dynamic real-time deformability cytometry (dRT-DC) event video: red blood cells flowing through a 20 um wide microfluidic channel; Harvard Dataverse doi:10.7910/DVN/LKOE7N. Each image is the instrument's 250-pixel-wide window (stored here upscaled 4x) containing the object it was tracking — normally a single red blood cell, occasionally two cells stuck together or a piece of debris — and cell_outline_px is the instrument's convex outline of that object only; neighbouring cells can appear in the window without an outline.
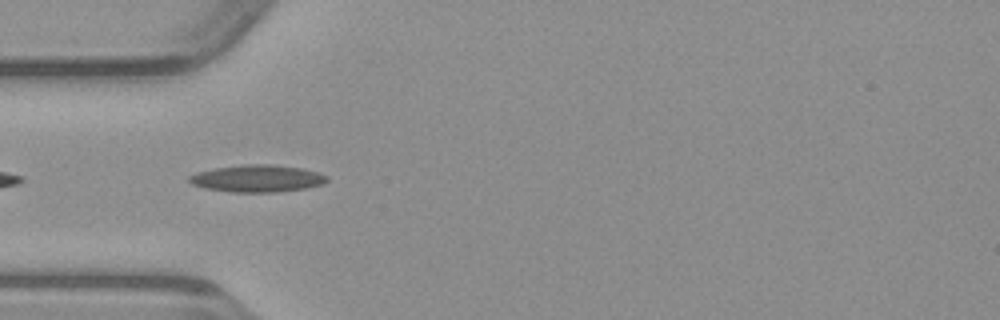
{"species": "common noctule bat (a hibernating species)", "species_latin": "Nyctalus noctula", "temperature_condition": "warm", "stored_images_in_passage": 22, "camera_frame_rate_fps": 3000, "um_per_image_px": 0.085, "animal": {"sex": "male", "body_mass_g": 23.1, "forearm_length_mm": 52.7}, "frame": {"image": 1, "passage_image": 2, "time_ms": 0.333, "image_size_px": [1000, 320], "cell_outline_px": [[328, 180], [324, 184], [304, 188], [276, 192], [232, 192], [204, 188], [192, 184], [188, 180], [188, 176], [196, 172], [216, 168], [240, 164], [272, 164], [300, 168], [320, 172], [328, 176]], "centroid_in_image_um": [21.87, 15.16], "position_along_channel_um": 63.1, "area_um2": 21.91}}
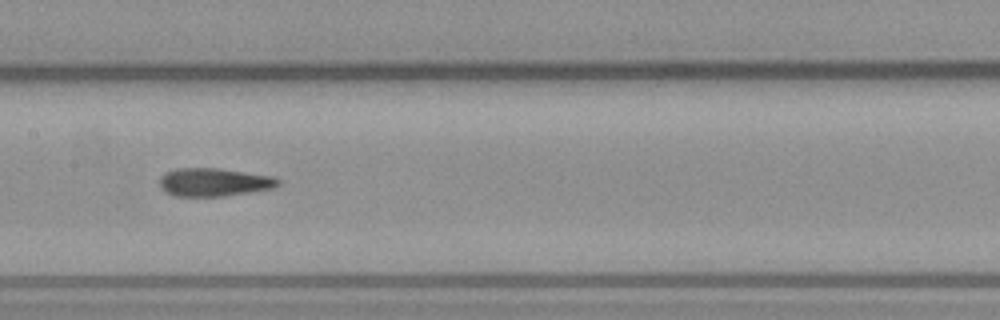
{"frame": {"image": 2, "passage_image": 11, "time_ms": 3.333, "image_size_px": [1000, 320], "cell_outline_px": [[280, 184], [276, 188], [224, 196], [176, 196], [164, 192], [160, 188], [160, 176], [164, 172], [176, 168], [220, 168], [276, 176], [280, 180]], "centroid_in_image_um": [18.21, 15.48], "position_along_channel_um": 189.2, "area_um2": 19.88}}
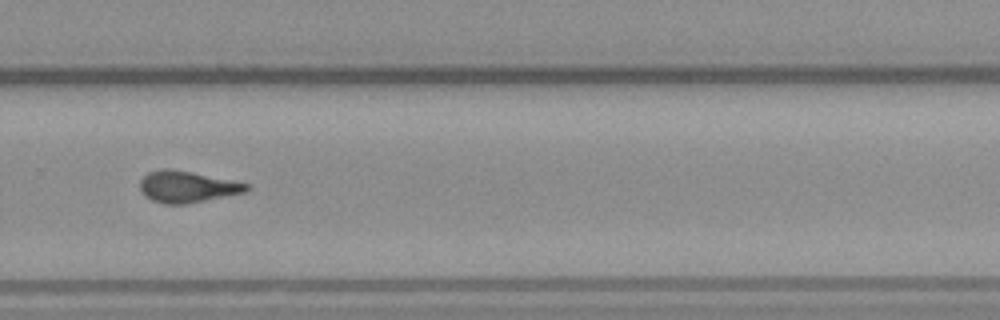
{"frame": {"image": 3, "passage_image": 20, "time_ms": 6.333, "image_size_px": [1000, 320], "cell_outline_px": [[248, 192], [188, 204], [164, 204], [152, 200], [140, 188], [140, 180], [148, 172], [164, 168], [168, 168], [192, 172], [248, 184]], "centroid_in_image_um": [15.92, 15.88], "position_along_channel_um": 313.9, "area_um2": 19.36}}